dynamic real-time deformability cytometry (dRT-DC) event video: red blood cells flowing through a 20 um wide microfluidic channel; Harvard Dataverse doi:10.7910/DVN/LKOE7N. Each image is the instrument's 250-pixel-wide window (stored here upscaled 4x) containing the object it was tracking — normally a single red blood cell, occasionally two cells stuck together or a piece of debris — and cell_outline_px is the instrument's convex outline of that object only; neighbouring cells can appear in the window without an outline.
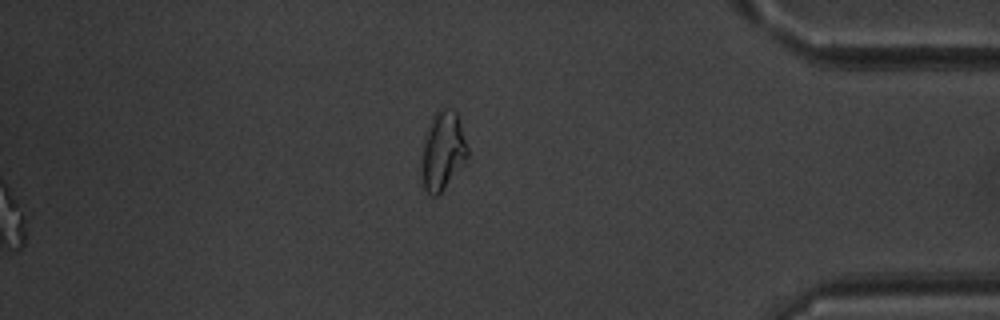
{"species": "common noctule bat (a hibernating species)", "species_latin": "Nyctalus noctula", "temperature_condition": "warm", "stored_images_in_passage": 37, "segment_of_instrument_passage": [2, 2], "camera_frame_rate_fps": 3000, "um_per_image_px": 0.085, "animal": {"sex": "male", "body_mass_g": 20.1, "forearm_length_mm": 53.5}, "frame": {"image": 1, "passage_image": 37, "time_ms": 12.0, "image_size_px": [1000, 320], "cell_outline_px": [[468, 160], [444, 188], [436, 196], [432, 196], [424, 188], [420, 172], [420, 160], [424, 136], [432, 116], [440, 104], [456, 112], [468, 148]], "centroid_in_image_um": [37.6, 12.8], "position_along_channel_um": 397.6, "area_um2": 21.56}}